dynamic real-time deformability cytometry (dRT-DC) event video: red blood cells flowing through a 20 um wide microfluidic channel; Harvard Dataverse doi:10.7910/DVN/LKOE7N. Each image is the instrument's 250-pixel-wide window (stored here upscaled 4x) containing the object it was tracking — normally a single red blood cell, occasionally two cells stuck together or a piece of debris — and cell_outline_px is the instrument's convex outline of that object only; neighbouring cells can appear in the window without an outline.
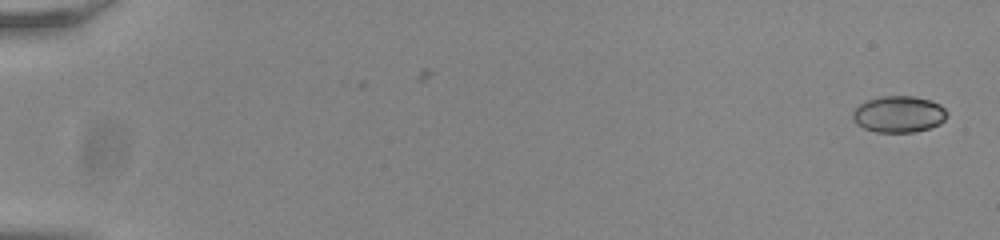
{"species": "common noctule bat (a hibernating species)", "species_latin": "Nyctalus noctula", "temperature_condition": "room temperature", "stored_images_in_passage": 4, "camera_frame_rate_fps": 3000, "um_per_image_px": 0.085, "animal": {"sex": "male", "body_mass_g": 20.0, "forearm_length_mm": 53.3}, "frame": {"image": 1, "passage_image": 1, "time_ms": 0.0, "image_size_px": [1000, 240], "cell_outline_px": [[948, 116], [940, 124], [916, 132], [876, 132], [864, 128], [856, 124], [852, 116], [852, 112], [860, 104], [868, 100], [880, 96], [912, 96], [932, 100], [940, 104], [948, 112]], "centroid_in_image_um": [76.42, 9.7], "position_along_channel_um": 8.6, "area_um2": 20.17}}